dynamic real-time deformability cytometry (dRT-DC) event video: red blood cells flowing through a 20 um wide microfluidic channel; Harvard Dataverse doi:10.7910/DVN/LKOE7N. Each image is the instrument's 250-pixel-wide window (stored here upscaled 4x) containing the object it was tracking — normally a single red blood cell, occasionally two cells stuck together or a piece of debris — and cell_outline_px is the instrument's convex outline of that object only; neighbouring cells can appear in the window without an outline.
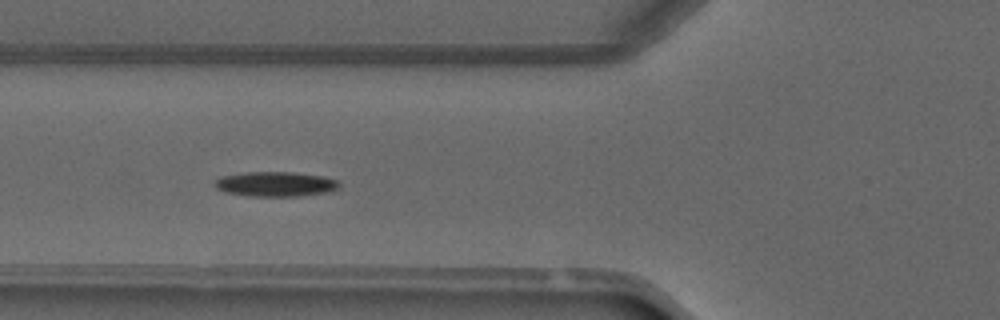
{"species": "common noctule bat (a hibernating species)", "species_latin": "Nyctalus noctula", "temperature_condition": "warm", "stored_images_in_passage": 4, "camera_frame_rate_fps": 3000, "um_per_image_px": 0.085, "animal": {"sex": "male", "forearm_length_mm": 52.5}, "frame": {"image": 1, "passage_image": 4, "time_ms": 3.667, "image_size_px": [1000, 320], "cell_outline_px": [[340, 188], [332, 192], [300, 196], [248, 196], [224, 192], [216, 188], [212, 184], [220, 176], [248, 172], [288, 172], [324, 176], [336, 180], [340, 184]], "centroid_in_image_um": [23.43, 15.66], "position_along_channel_um": 102.4, "area_um2": 18.21}}